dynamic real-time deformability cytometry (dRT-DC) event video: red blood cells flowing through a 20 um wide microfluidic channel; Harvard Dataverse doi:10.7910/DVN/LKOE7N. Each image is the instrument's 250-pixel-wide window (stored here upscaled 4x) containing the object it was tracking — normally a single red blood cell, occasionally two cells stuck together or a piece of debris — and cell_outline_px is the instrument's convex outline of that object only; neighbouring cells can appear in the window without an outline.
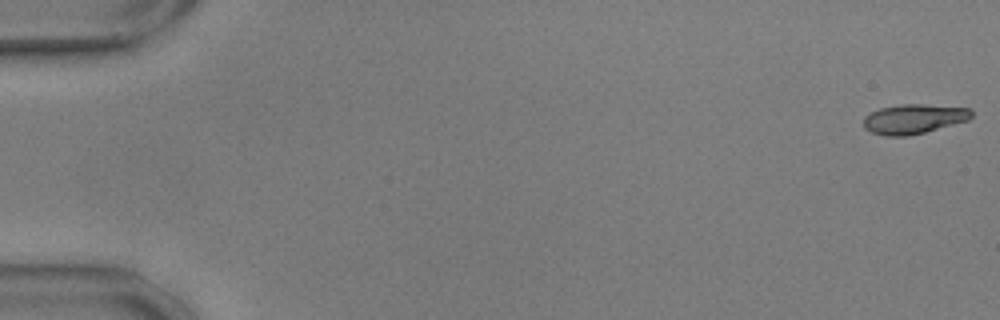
{"species": "common noctule bat (a hibernating species)", "species_latin": "Nyctalus noctula", "temperature_condition": "warm", "stored_images_in_passage": 58, "camera_frame_rate_fps": 3000, "um_per_image_px": 0.085, "animal": {"sex": "male", "body_mass_g": 17.9, "forearm_length_mm": 54.2}, "frame": {"image": 1, "passage_image": 1, "time_ms": 0.0, "image_size_px": [1000, 320], "cell_outline_px": [[972, 116], [968, 120], [924, 132], [908, 136], [884, 136], [872, 132], [864, 128], [864, 116], [880, 108], [900, 104], [924, 104], [972, 108]], "centroid_in_image_um": [77.67, 10.1], "position_along_channel_um": 7.3, "area_um2": 18.61}}
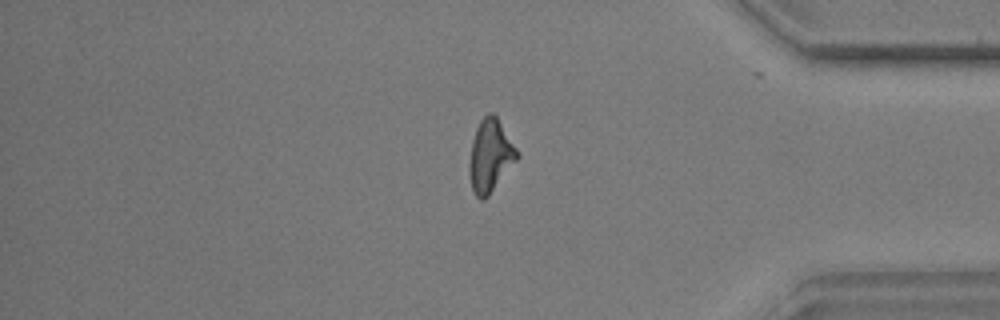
{"frame": {"image": 2, "passage_image": 48, "time_ms": 15.667, "image_size_px": [1000, 320], "cell_outline_px": [[520, 156], [488, 196], [484, 200], [480, 200], [476, 196], [472, 188], [468, 172], [468, 164], [472, 140], [476, 128], [480, 120], [488, 112], [492, 112], [496, 116], [516, 148]], "centroid_in_image_um": [41.65, 13.25], "position_along_channel_um": 393.6, "area_um2": 20.11}}
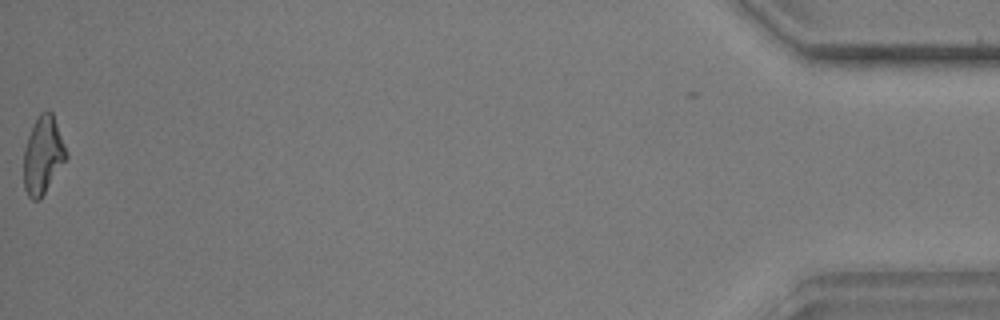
{"frame": {"image": 3, "passage_image": 57, "time_ms": 18.667, "image_size_px": [1000, 320], "cell_outline_px": [[68, 156], [40, 200], [32, 200], [28, 196], [24, 188], [24, 148], [32, 124], [40, 112], [48, 108], [52, 112], [68, 152]], "centroid_in_image_um": [3.65, 13.16], "position_along_channel_um": 431.6, "area_um2": 19.36}, "authors_computed_cell_mechanics": {"area_um2": 19.4208, "velocity_mm_per_s": 3.5988, "shape_relaxation_time_tau1_ms": null, "shape_relaxation_time_tau2_ms": 4.891, "deformation_change_tau1": null, "deformation_change_tau2": 0.1479}}